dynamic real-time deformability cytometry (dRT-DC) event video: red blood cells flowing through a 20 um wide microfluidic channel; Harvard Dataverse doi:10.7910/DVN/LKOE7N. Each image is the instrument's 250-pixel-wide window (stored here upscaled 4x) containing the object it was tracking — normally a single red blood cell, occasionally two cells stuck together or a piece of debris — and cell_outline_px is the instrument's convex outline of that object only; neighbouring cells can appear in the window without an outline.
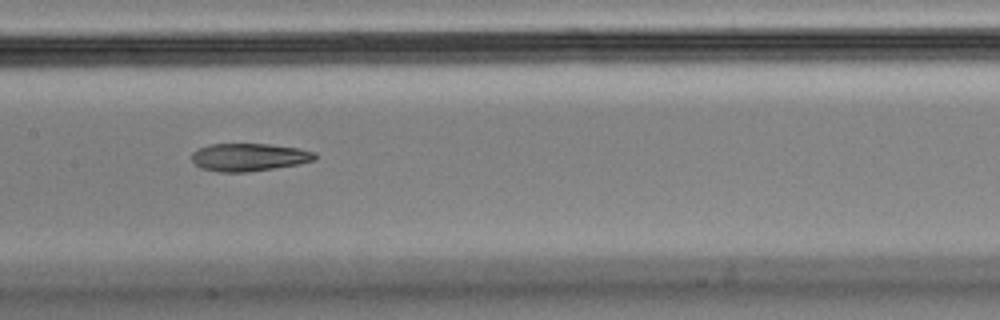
{"species": "Egyptian fruit bat (a non-hibernating species)", "species_latin": "Rousettus aegyptiacus", "temperature_condition": "cold", "stored_images_in_passage": 14, "segment_of_instrument_passage": [2, 2], "camera_frame_rate_fps": 3000, "um_per_image_px": 0.085, "animal": {"sex": "male"}, "frame": {"image": 1, "passage_image": 7, "time_ms": 2.0, "image_size_px": [1000, 320], "cell_outline_px": [[316, 160], [296, 164], [248, 172], [220, 172], [200, 168], [192, 160], [192, 152], [208, 144], [268, 144], [296, 148], [316, 152]], "centroid_in_image_um": [21.14, 13.36], "position_along_channel_um": 186.3, "area_um2": 19.77}}
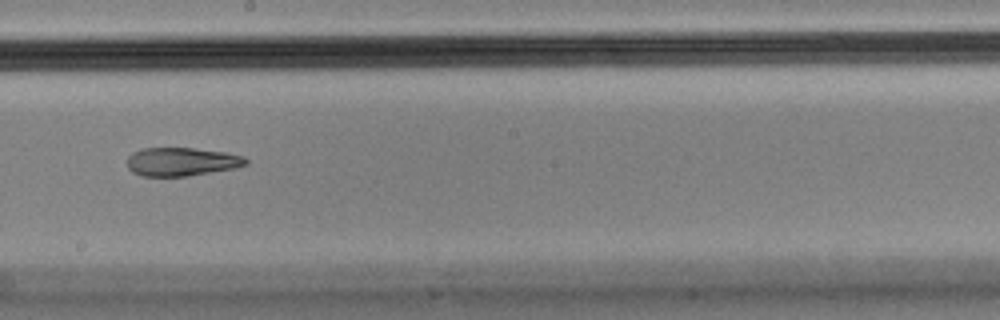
{"frame": {"image": 2, "passage_image": 8, "time_ms": 2.333, "image_size_px": [1000, 320], "cell_outline_px": [[248, 164], [236, 168], [188, 176], [144, 176], [132, 172], [128, 168], [128, 156], [132, 152], [144, 148], [192, 148], [224, 152], [244, 156], [248, 160]], "centroid_in_image_um": [15.45, 13.75], "position_along_channel_um": 232.7, "area_um2": 19.71}}